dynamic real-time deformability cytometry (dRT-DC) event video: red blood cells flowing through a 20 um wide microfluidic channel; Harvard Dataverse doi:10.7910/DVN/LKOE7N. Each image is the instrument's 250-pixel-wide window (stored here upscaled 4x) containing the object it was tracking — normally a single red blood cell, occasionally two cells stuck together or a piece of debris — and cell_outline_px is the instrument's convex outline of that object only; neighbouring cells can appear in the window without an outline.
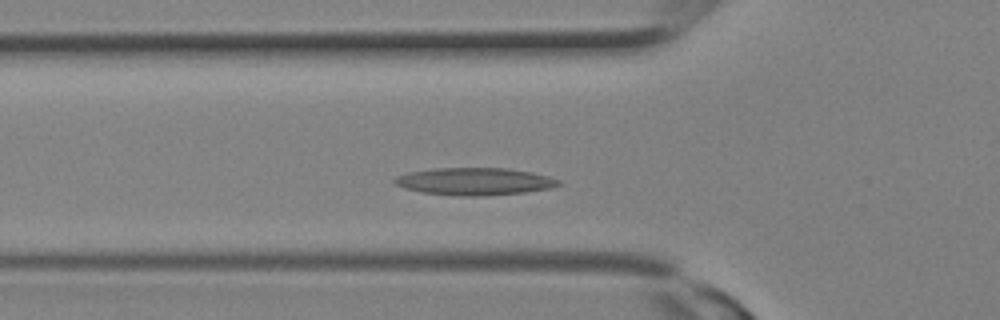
{"species": "Egyptian fruit bat (a non-hibernating species)", "species_latin": "Rousettus aegyptiacus", "temperature_condition": "room temperature", "stored_images_in_passage": 12, "camera_frame_rate_fps": 3000, "um_per_image_px": 0.085, "animal": {"sex": "female"}, "frame": {"image": 1, "passage_image": 6, "time_ms": 1.667, "image_size_px": [1000, 320], "cell_outline_px": [[560, 184], [552, 188], [524, 192], [484, 196], [460, 196], [420, 192], [404, 188], [396, 184], [392, 180], [396, 176], [408, 172], [436, 168], [504, 168], [532, 172], [548, 176], [560, 180]], "centroid_in_image_um": [40.32, 15.42], "position_along_channel_um": 85.5, "area_um2": 26.18}}
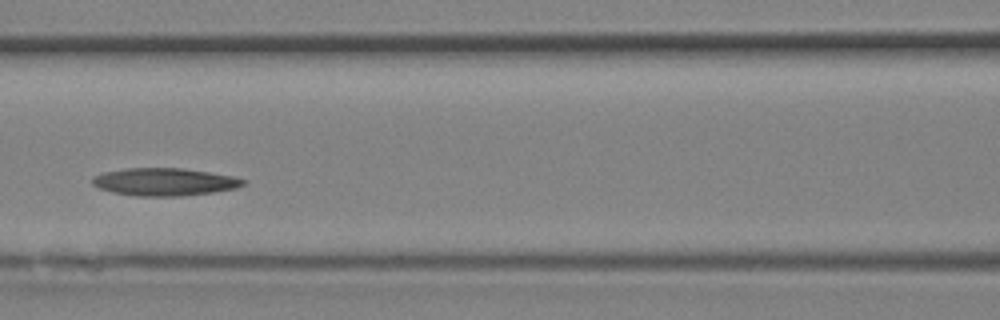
{"frame": {"image": 2, "passage_image": 9, "time_ms": 2.667, "image_size_px": [1000, 320], "cell_outline_px": [[244, 184], [236, 188], [212, 192], [180, 196], [136, 196], [112, 192], [100, 188], [92, 184], [92, 176], [104, 172], [128, 168], [184, 168], [236, 176], [244, 180]], "centroid_in_image_um": [13.97, 15.45], "position_along_channel_um": 152.6, "area_um2": 24.28}}
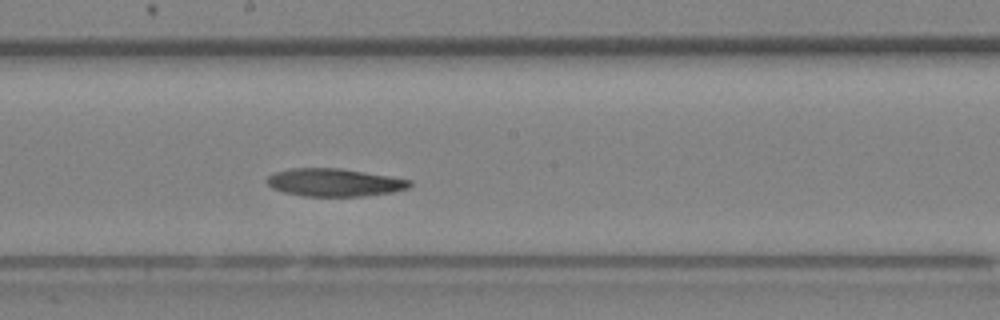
{"frame": {"image": 3, "passage_image": 12, "time_ms": 3.667, "image_size_px": [1000, 320], "cell_outline_px": [[412, 184], [408, 188], [392, 192], [364, 196], [304, 196], [284, 192], [272, 188], [268, 184], [268, 176], [276, 172], [292, 168], [340, 168], [412, 180]], "centroid_in_image_um": [28.44, 15.51], "position_along_channel_um": 219.8, "area_um2": 22.95}}